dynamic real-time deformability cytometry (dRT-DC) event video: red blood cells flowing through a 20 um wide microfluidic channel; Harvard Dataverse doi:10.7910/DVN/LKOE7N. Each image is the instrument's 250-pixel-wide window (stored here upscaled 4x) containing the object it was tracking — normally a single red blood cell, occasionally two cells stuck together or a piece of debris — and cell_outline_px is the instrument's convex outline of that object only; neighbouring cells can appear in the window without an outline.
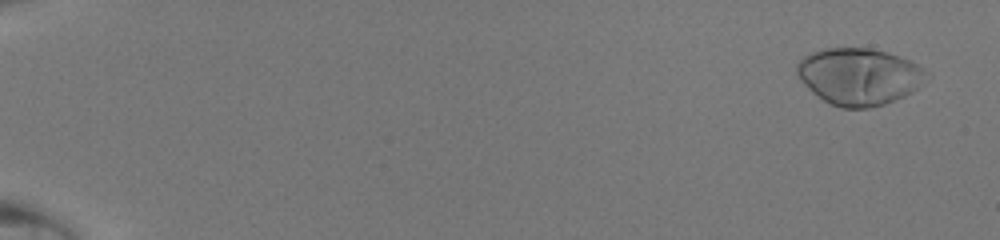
{"species": "human", "species_latin": "Homo sapiens", "temperature_condition": "room temperature", "stored_images_in_passage": 49, "camera_frame_rate_fps": 3000, "um_per_image_px": 0.085, "donor": {"sex": "male"}, "frame": {"image": 1, "passage_image": 3, "time_ms": 0.667, "image_size_px": [1000, 240], "cell_outline_px": [[932, 76], [912, 92], [904, 96], [884, 104], [868, 108], [840, 108], [824, 100], [812, 92], [800, 80], [796, 72], [796, 64], [804, 56], [812, 52], [824, 48], [868, 48], [888, 52], [908, 60], [932, 72]], "centroid_in_image_um": [73.05, 6.5], "position_along_channel_um": 11.9, "area_um2": 43.18}}
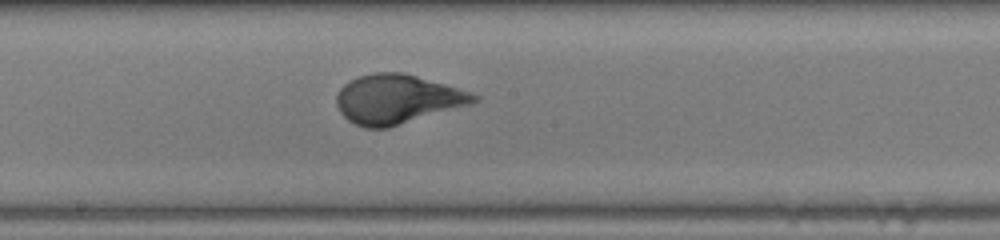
{"frame": {"image": 2, "passage_image": 30, "time_ms": 9.667, "image_size_px": [1000, 240], "cell_outline_px": [[480, 100], [472, 104], [388, 128], [364, 128], [348, 120], [340, 112], [336, 104], [336, 92], [348, 80], [372, 72], [400, 72], [416, 76], [472, 92], [480, 96]], "centroid_in_image_um": [33.76, 8.43], "position_along_channel_um": 214.4, "area_um2": 39.48}}
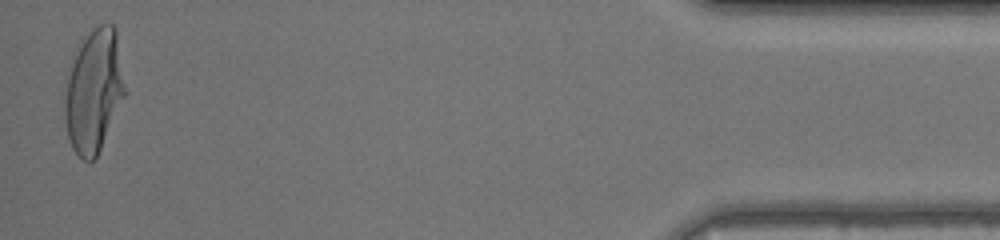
{"frame": {"image": 3, "passage_image": 49, "time_ms": 16.0, "image_size_px": [1000, 240], "cell_outline_px": [[124, 96], [100, 148], [96, 156], [88, 164], [72, 148], [68, 136], [64, 116], [64, 100], [68, 76], [80, 40], [92, 28], [100, 24], [112, 24], [116, 28], [124, 88]], "centroid_in_image_um": [7.95, 7.7], "position_along_channel_um": 427.3, "area_um2": 42.37}}